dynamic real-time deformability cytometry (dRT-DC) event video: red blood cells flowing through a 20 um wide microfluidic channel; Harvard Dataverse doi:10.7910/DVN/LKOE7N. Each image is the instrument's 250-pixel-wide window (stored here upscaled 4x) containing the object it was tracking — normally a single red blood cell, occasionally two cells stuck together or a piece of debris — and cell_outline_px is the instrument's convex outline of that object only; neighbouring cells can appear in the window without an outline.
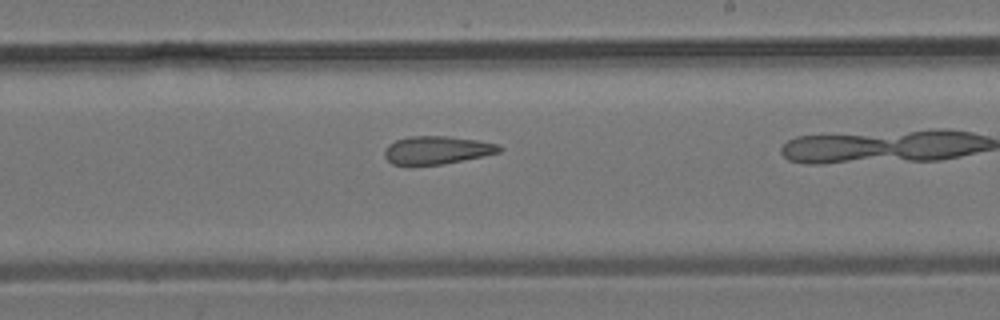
{"species": "common noctule bat (a hibernating species)", "species_latin": "Nyctalus noctula", "temperature_condition": "room temperature", "stored_images_in_passage": 26, "camera_frame_rate_fps": 3000, "um_per_image_px": 0.085, "animal": {"sex": "male", "body_mass_g": 19.2, "forearm_length_mm": 51.8}, "frame": {"image": 1, "passage_image": 19, "time_ms": 6.0, "image_size_px": [1000, 320], "cell_outline_px": [[504, 148], [500, 152], [440, 164], [392, 164], [384, 156], [384, 152], [388, 144], [396, 140], [408, 136], [444, 136], [476, 140], [500, 144]], "centroid_in_image_um": [37.13, 12.74], "position_along_channel_um": 251.9, "area_um2": 18.38}}